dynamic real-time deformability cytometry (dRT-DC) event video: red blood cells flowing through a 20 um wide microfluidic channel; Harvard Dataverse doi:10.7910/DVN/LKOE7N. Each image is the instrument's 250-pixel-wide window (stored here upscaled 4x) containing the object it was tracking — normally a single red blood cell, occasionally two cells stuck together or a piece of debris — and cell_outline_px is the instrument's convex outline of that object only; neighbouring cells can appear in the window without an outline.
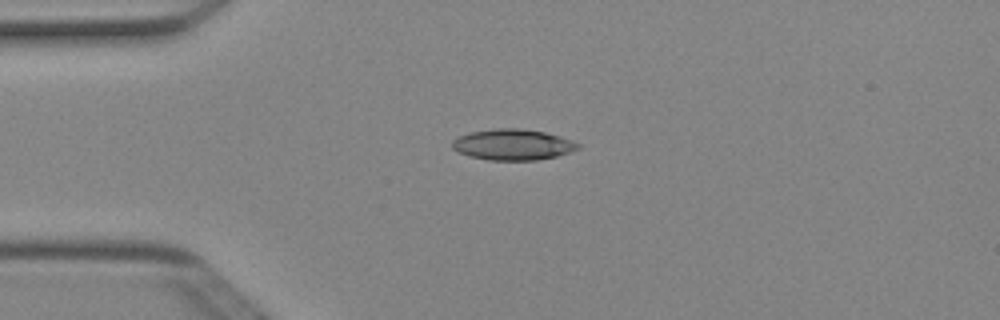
{"species": "Egyptian fruit bat (a non-hibernating species)", "species_latin": "Rousettus aegyptiacus", "temperature_condition": "cold", "stored_images_in_passage": 39, "camera_frame_rate_fps": 3000, "um_per_image_px": 0.085, "animal": {"sex": "female"}, "frame": {"image": 1, "passage_image": 1, "time_ms": 0.0, "image_size_px": [1000, 320], "cell_outline_px": [[580, 148], [556, 156], [536, 160], [488, 160], [468, 156], [452, 148], [452, 140], [468, 132], [492, 128], [516, 128], [544, 132], [560, 136], [572, 140], [580, 144]], "centroid_in_image_um": [43.57, 12.29], "position_along_channel_um": 41.4, "area_um2": 22.66}}
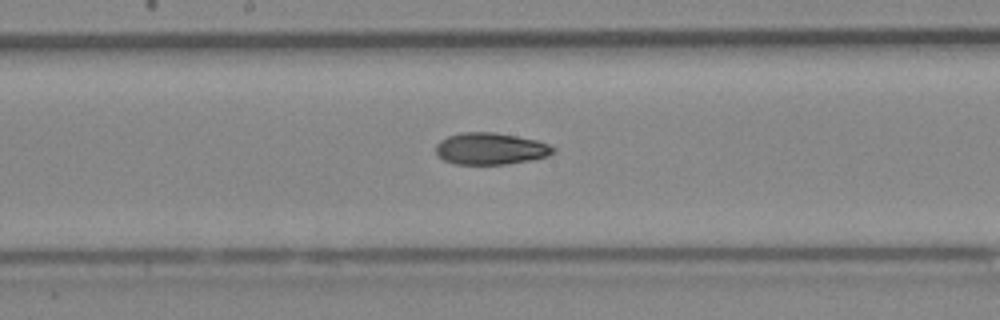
{"frame": {"image": 2, "passage_image": 15, "time_ms": 4.667, "image_size_px": [1000, 320], "cell_outline_px": [[556, 152], [548, 156], [532, 160], [508, 164], [456, 164], [444, 160], [436, 156], [436, 144], [440, 140], [448, 136], [464, 132], [496, 132], [536, 140], [548, 144], [556, 148]], "centroid_in_image_um": [41.71, 12.64], "position_along_channel_um": 206.5, "area_um2": 21.91}}
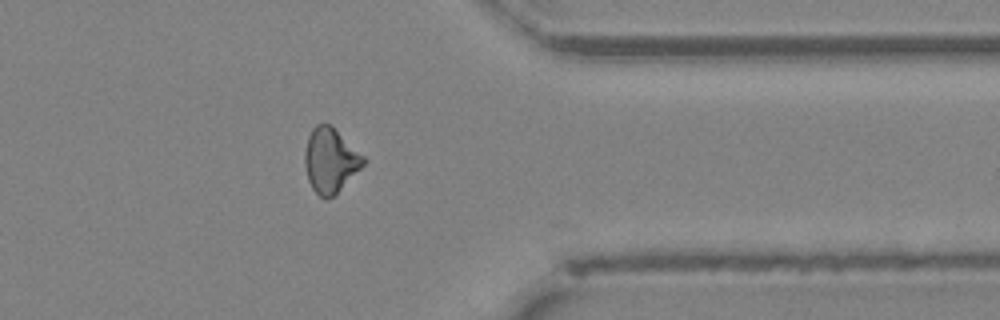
{"frame": {"image": 3, "passage_image": 29, "time_ms": 9.333, "image_size_px": [1000, 320], "cell_outline_px": [[364, 164], [332, 196], [320, 196], [312, 188], [308, 180], [304, 164], [304, 152], [308, 136], [312, 128], [316, 124], [332, 124], [364, 156]], "centroid_in_image_um": [28.05, 13.56], "position_along_channel_um": 383.4, "area_um2": 21.68}, "authors_computed_cell_mechanics": {"area_um2": 22.0218, "velocity_mm_per_s": 4.0329, "shape_relaxation_time_tau1_ms": 6.9251, "shape_relaxation_time_tau2_ms": 7.6063, "deformation_change_tau1": 0.1644, "deformation_change_tau2": 0.145}}